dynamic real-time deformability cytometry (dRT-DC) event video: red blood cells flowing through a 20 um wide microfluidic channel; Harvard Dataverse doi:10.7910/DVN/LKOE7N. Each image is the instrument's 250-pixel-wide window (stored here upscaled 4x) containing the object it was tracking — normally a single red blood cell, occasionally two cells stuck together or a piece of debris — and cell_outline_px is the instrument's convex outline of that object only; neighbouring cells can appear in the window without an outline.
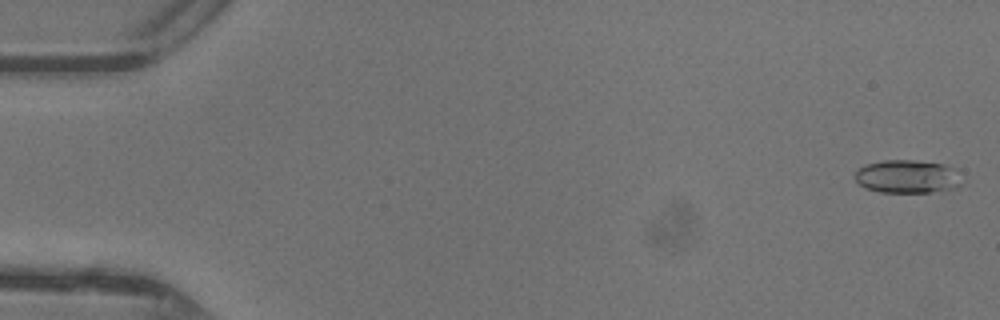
{"species": "common noctule bat (a hibernating species)", "species_latin": "Nyctalus noctula", "temperature_condition": "warm", "stored_images_in_passage": 44, "camera_frame_rate_fps": 3000, "um_per_image_px": 0.085, "animal": {"sex": "female"}, "frame": {"image": 1, "passage_image": 1, "time_ms": 0.0, "image_size_px": [1000, 320], "cell_outline_px": [[960, 184], [956, 188], [928, 192], [880, 192], [864, 188], [852, 176], [856, 168], [864, 164], [884, 160], [912, 160], [940, 164], [952, 168]], "centroid_in_image_um": [76.98, 15.01], "position_along_channel_um": 8.0, "area_um2": 20.46}}
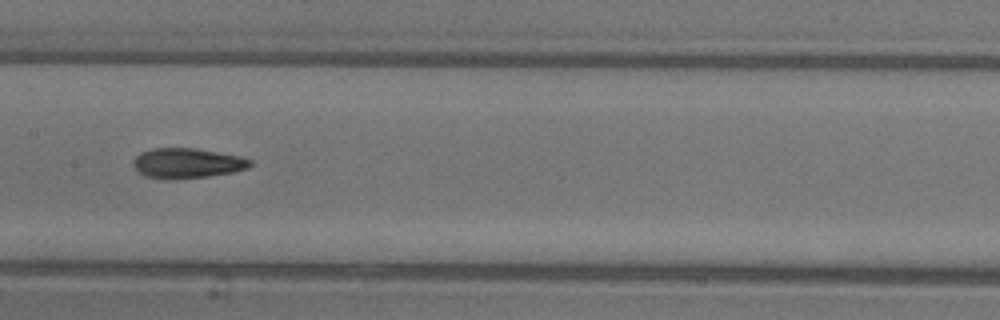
{"frame": {"image": 2, "passage_image": 24, "time_ms": 7.667, "image_size_px": [1000, 320], "cell_outline_px": [[252, 164], [248, 168], [232, 172], [208, 176], [144, 176], [132, 164], [132, 160], [140, 152], [152, 148], [196, 148], [240, 156], [252, 160]], "centroid_in_image_um": [15.94, 13.81], "position_along_channel_um": 191.5, "area_um2": 19.65}}
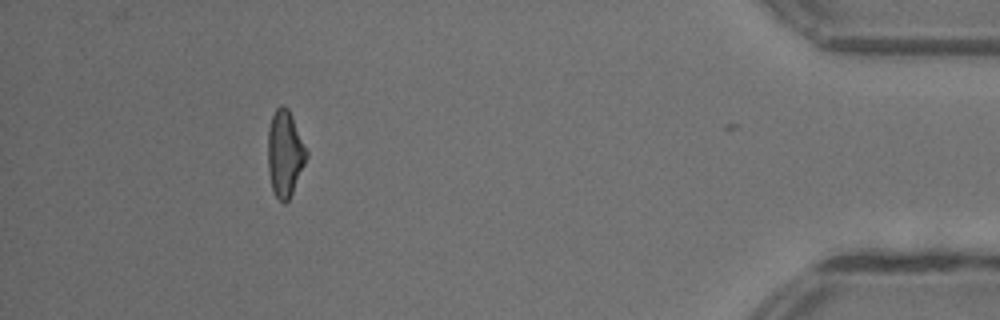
{"frame": {"image": 3, "passage_image": 43, "time_ms": 14.0, "image_size_px": [1000, 320], "cell_outline_px": [[308, 156], [292, 192], [288, 200], [284, 204], [276, 196], [272, 188], [268, 172], [268, 128], [272, 116], [276, 108], [280, 104], [284, 104], [288, 108], [292, 116], [308, 152]], "centroid_in_image_um": [24.21, 13.01], "position_along_channel_um": 411.0, "area_um2": 19.31}, "authors_computed_cell_mechanics": {"area_um2": 19.9988, "velocity_mm_per_s": 4.4105, "shape_relaxation_time_tau1_ms": 5.6829, "shape_relaxation_time_tau2_ms": 2.4531, "deformation_change_tau1": 0.2031, "deformation_change_tau2": 0.1179}}